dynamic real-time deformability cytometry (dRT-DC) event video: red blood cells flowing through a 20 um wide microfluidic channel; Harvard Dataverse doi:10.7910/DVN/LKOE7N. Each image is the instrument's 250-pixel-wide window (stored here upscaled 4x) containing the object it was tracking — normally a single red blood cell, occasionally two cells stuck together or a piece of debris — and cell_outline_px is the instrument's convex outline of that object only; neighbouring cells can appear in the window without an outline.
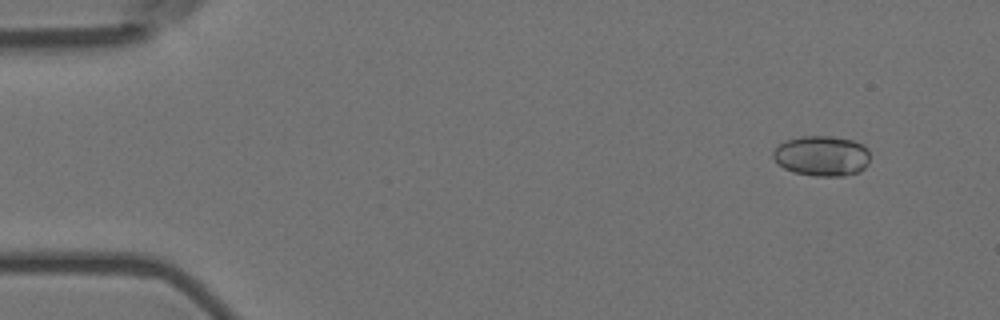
{"species": "Egyptian fruit bat (a non-hibernating species)", "species_latin": "Rousettus aegyptiacus", "temperature_condition": "room temperature", "stored_images_in_passage": 57, "camera_frame_rate_fps": 3000, "um_per_image_px": 0.085, "animal": {"sex": "female"}, "frame": {"image": 1, "passage_image": 5, "time_ms": 1.333, "image_size_px": [1000, 320], "cell_outline_px": [[868, 164], [860, 172], [844, 176], [812, 176], [792, 172], [784, 168], [772, 156], [772, 152], [780, 144], [788, 140], [800, 136], [832, 136], [852, 140], [864, 144], [868, 148]], "centroid_in_image_um": [69.88, 13.26], "position_along_channel_um": 15.1, "area_um2": 22.89}}
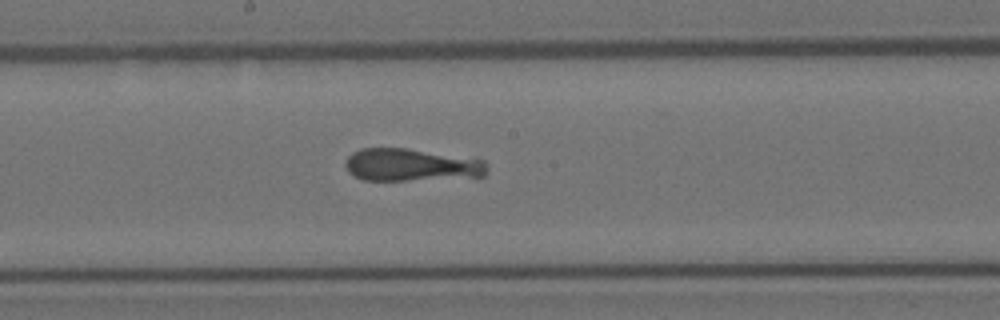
{"frame": {"image": 2, "passage_image": 31, "time_ms": 10.0, "image_size_px": [1000, 320], "cell_outline_px": [[488, 168], [484, 176], [404, 180], [364, 180], [348, 172], [344, 164], [348, 156], [352, 152], [360, 148], [408, 148], [484, 160], [488, 164]], "centroid_in_image_um": [34.93, 14.01], "position_along_channel_um": 213.3, "area_um2": 26.76}}
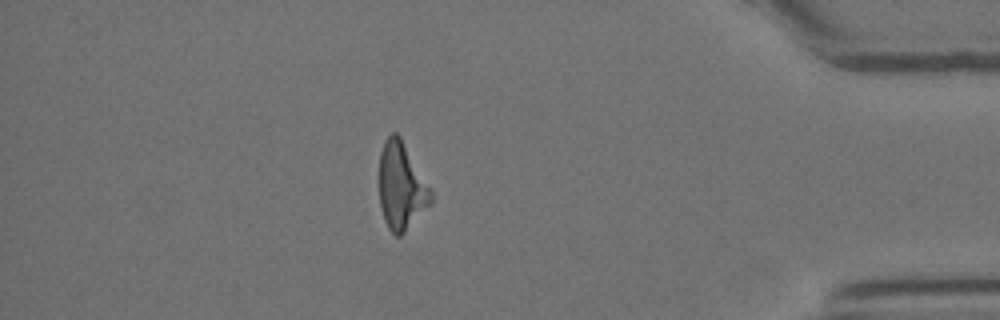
{"frame": {"image": 3, "passage_image": 50, "time_ms": 16.333, "image_size_px": [1000, 320], "cell_outline_px": [[432, 204], [400, 236], [396, 236], [388, 228], [384, 220], [380, 208], [380, 152], [384, 140], [392, 132], [396, 132], [400, 136], [432, 188]], "centroid_in_image_um": [34.13, 15.82], "position_along_channel_um": 401.1, "area_um2": 26.53}}